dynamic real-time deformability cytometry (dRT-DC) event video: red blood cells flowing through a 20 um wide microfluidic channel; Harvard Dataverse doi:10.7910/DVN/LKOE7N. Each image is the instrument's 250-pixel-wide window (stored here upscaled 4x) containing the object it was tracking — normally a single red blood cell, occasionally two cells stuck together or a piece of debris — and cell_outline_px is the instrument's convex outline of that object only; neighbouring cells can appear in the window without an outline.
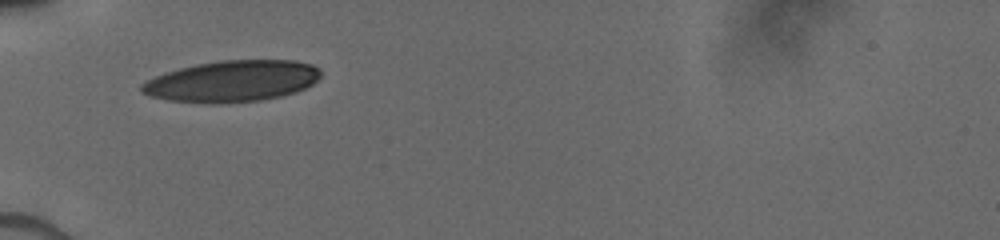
{"species": "human", "species_latin": "Homo sapiens", "temperature_condition": "cold", "stored_images_in_passage": 31, "camera_frame_rate_fps": 3000, "um_per_image_px": 0.085, "donor": {"sex": "male"}, "frame": {"image": 1, "passage_image": 1, "time_ms": 0.0, "image_size_px": [1000, 240], "cell_outline_px": [[320, 76], [312, 84], [296, 92], [280, 96], [260, 100], [216, 104], [168, 100], [152, 96], [140, 92], [140, 84], [164, 72], [196, 64], [220, 60], [292, 60], [312, 64], [320, 68]], "centroid_in_image_um": [19.72, 6.89], "position_along_channel_um": 65.3, "area_um2": 43.12}}
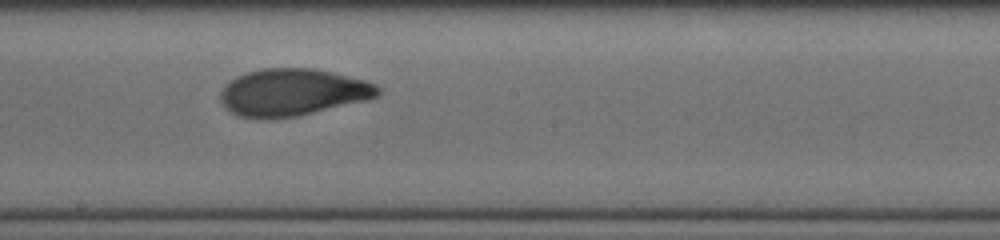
{"frame": {"image": 2, "passage_image": 22, "time_ms": 4.0, "image_size_px": [1000, 240], "cell_outline_px": [[380, 92], [376, 96], [368, 100], [296, 116], [240, 116], [232, 112], [220, 100], [220, 92], [224, 84], [236, 76], [248, 72], [264, 68], [312, 68], [332, 72], [364, 80], [376, 84], [380, 88]], "centroid_in_image_um": [24.89, 7.81], "position_along_channel_um": 223.3, "area_um2": 42.43}}
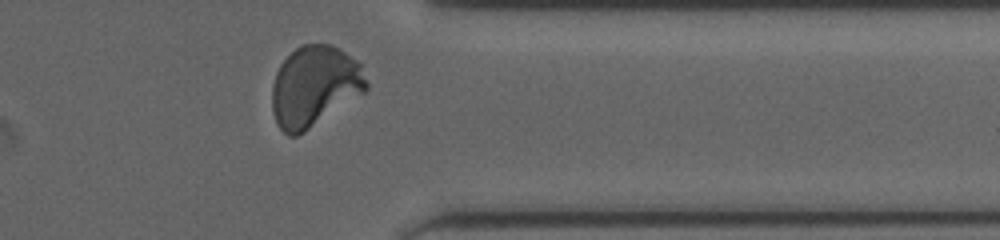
{"frame": {"image": 3, "passage_image": 31, "time_ms": 8.0, "image_size_px": [1000, 240], "cell_outline_px": [[368, 88], [364, 92], [304, 132], [296, 136], [288, 136], [276, 124], [272, 112], [272, 84], [276, 72], [280, 64], [300, 44], [332, 44], [356, 60], [360, 64], [368, 84]], "centroid_in_image_um": [26.7, 7.33], "position_along_channel_um": 384.7, "area_um2": 44.16}}